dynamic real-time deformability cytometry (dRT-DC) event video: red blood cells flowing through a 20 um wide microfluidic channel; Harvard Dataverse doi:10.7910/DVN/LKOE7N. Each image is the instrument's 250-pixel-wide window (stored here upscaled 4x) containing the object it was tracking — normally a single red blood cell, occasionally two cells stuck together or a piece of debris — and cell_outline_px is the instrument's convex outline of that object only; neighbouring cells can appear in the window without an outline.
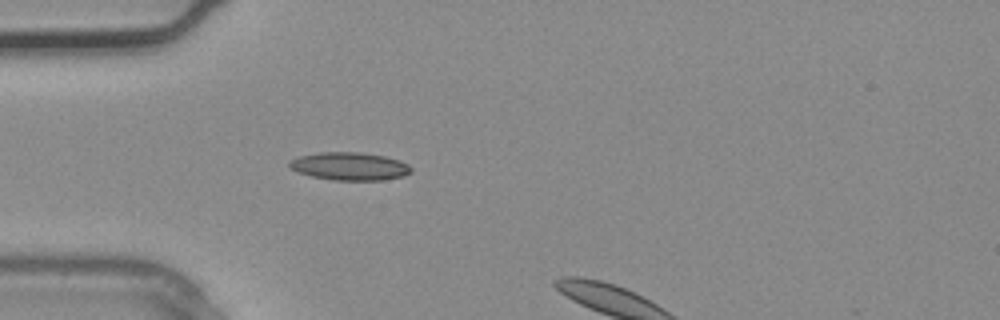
{"species": "common noctule bat (a hibernating species)", "species_latin": "Nyctalus noctula", "temperature_condition": "warm", "stored_images_in_passage": 4, "camera_frame_rate_fps": 3000, "um_per_image_px": 0.085, "animal": {"sex": "male", "body_mass_g": 20.4}, "frame": {"image": 1, "passage_image": 3, "time_ms": 0.667, "image_size_px": [1000, 320], "cell_outline_px": [[412, 172], [404, 176], [384, 180], [336, 180], [312, 176], [300, 172], [292, 168], [288, 164], [292, 160], [300, 156], [316, 152], [360, 152], [384, 156], [400, 160], [408, 164], [412, 168]], "centroid_in_image_um": [29.78, 14.13], "position_along_channel_um": 55.2, "area_um2": 19.71}}